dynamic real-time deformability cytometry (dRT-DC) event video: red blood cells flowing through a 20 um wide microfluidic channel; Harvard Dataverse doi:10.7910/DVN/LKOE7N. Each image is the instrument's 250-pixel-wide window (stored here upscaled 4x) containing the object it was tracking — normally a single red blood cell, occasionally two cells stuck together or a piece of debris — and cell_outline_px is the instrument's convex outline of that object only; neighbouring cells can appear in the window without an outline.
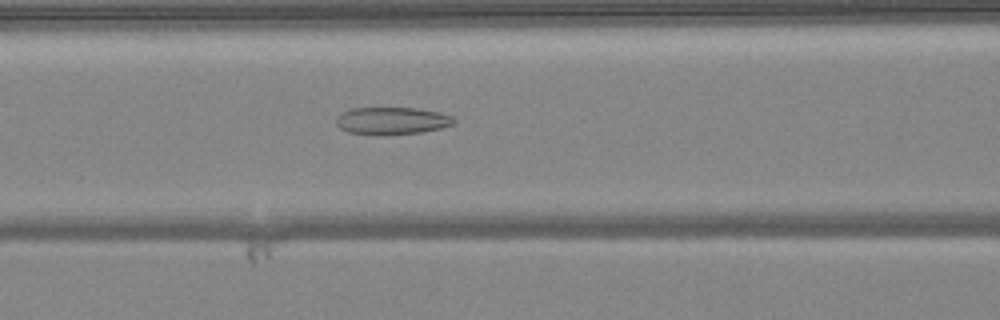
{"species": "common noctule bat (a hibernating species)", "species_latin": "Nyctalus noctula", "temperature_condition": "warm", "stored_images_in_passage": 50, "camera_frame_rate_fps": 3000, "um_per_image_px": 0.085, "animal": {"sex": "female", "body_mass_g": 24.6, "forearm_length_mm": 56.2}, "frame": {"image": 1, "passage_image": 21, "time_ms": 6.667, "image_size_px": [1000, 320], "cell_outline_px": [[456, 120], [452, 124], [440, 128], [420, 132], [384, 136], [348, 132], [340, 128], [336, 124], [336, 116], [352, 108], [416, 108], [440, 112], [452, 116]], "centroid_in_image_um": [33.3, 10.27], "position_along_channel_um": 133.3, "area_um2": 18.84}}
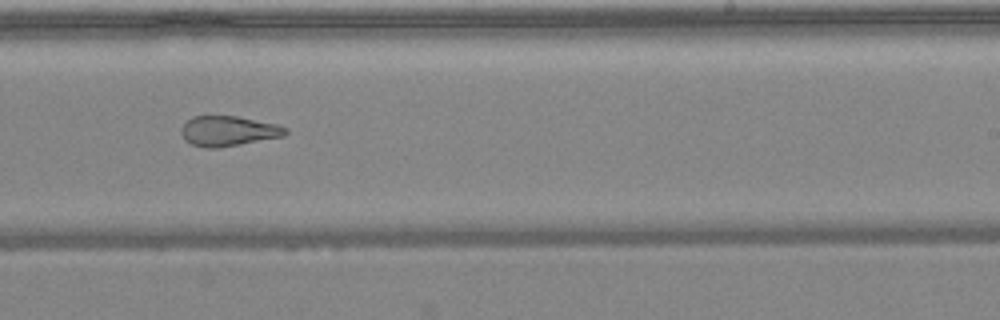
{"frame": {"image": 2, "passage_image": 31, "time_ms": 10.0, "image_size_px": [1000, 320], "cell_outline_px": [[288, 132], [284, 136], [216, 148], [208, 148], [192, 144], [184, 140], [180, 132], [180, 128], [192, 116], [236, 116], [276, 124], [288, 128]], "centroid_in_image_um": [19.38, 11.13], "position_along_channel_um": 269.6, "area_um2": 18.15}}
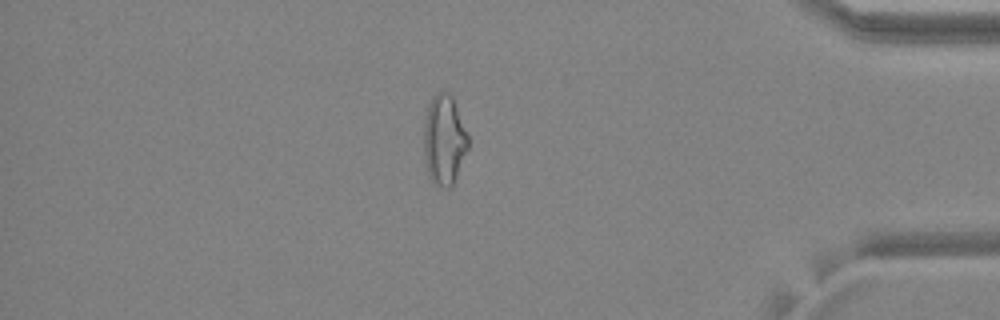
{"frame": {"image": 3, "passage_image": 43, "time_ms": 14.0, "image_size_px": [1000, 320], "cell_outline_px": [[468, 148], [456, 176], [452, 184], [448, 188], [444, 188], [436, 184], [428, 176], [424, 152], [424, 124], [428, 104], [432, 96], [436, 92], [448, 92], [452, 96], [468, 136]], "centroid_in_image_um": [37.74, 11.87], "position_along_channel_um": 397.5, "area_um2": 22.95}, "authors_computed_cell_mechanics": {"area_um2": 23.3801, "velocity_mm_per_s": 4.0954, "shape_relaxation_time_tau1_ms": null, "shape_relaxation_time_tau2_ms": 3.2772, "deformation_change_tau1": null, "deformation_change_tau2": 0.1304}}